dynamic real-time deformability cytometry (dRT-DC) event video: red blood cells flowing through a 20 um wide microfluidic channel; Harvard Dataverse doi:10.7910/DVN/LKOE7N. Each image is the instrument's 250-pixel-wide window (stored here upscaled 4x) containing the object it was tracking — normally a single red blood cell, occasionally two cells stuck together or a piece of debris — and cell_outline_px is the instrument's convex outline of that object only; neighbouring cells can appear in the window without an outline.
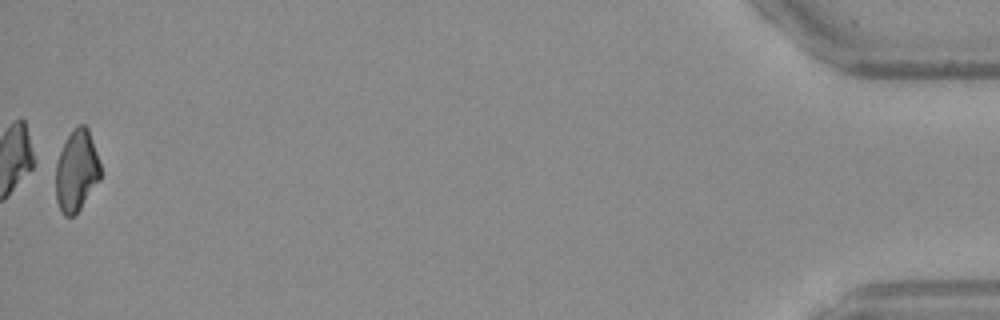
{"species": "Egyptian fruit bat (a non-hibernating species)", "species_latin": "Rousettus aegyptiacus", "temperature_condition": "warm", "stored_images_in_passage": 53, "camera_frame_rate_fps": 3000, "um_per_image_px": 0.085, "frame": {"image": 1, "passage_image": 53, "time_ms": 17.333, "image_size_px": [1000, 320], "cell_outline_px": [[100, 180], [80, 208], [72, 216], [64, 216], [56, 200], [56, 164], [60, 152], [72, 128], [76, 124], [84, 124], [88, 128], [100, 164]], "centroid_in_image_um": [6.5, 14.49], "position_along_channel_um": 428.7, "area_um2": 20.98}, "authors_computed_cell_mechanics": {"area_um2": 22.7154, "velocity_mm_per_s": 3.8059, "shape_relaxation_time_tau1_ms": null, "shape_relaxation_time_tau2_ms": 3.4362, "deformation_change_tau1": null, "deformation_change_tau2": 0.0939}}